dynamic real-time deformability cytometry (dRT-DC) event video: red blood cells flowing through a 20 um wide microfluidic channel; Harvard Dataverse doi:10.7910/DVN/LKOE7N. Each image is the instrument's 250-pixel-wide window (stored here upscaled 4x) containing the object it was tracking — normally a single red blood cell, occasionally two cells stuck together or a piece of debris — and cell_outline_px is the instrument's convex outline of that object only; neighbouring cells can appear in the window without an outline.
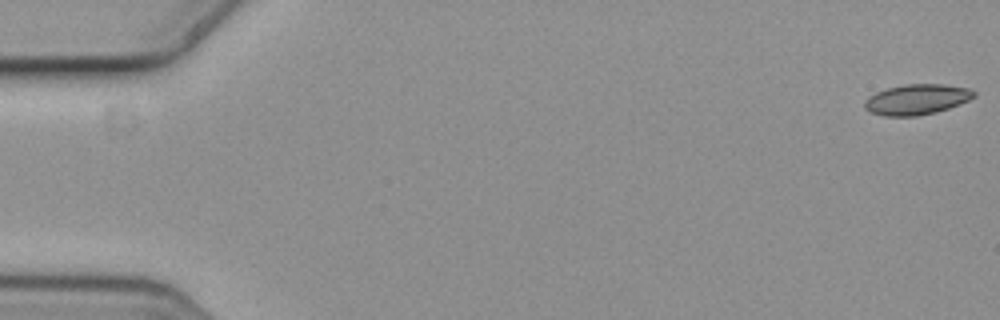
{"species": "common noctule bat (a hibernating species)", "species_latin": "Nyctalus noctula", "temperature_condition": "cold", "stored_images_in_passage": 5, "camera_frame_rate_fps": 3000, "um_per_image_px": 0.085, "animal": {"sex": "female", "body_mass_g": 19.3, "forearm_length_mm": 54.1}, "frame": {"image": 1, "passage_image": 1, "time_ms": 0.0, "image_size_px": [1000, 320], "cell_outline_px": [[976, 96], [960, 104], [936, 112], [916, 116], [884, 116], [872, 112], [864, 108], [864, 100], [868, 96], [876, 92], [888, 88], [904, 84], [944, 84], [972, 88], [976, 92]], "centroid_in_image_um": [77.94, 8.44], "position_along_channel_um": 7.1, "area_um2": 19.54}}
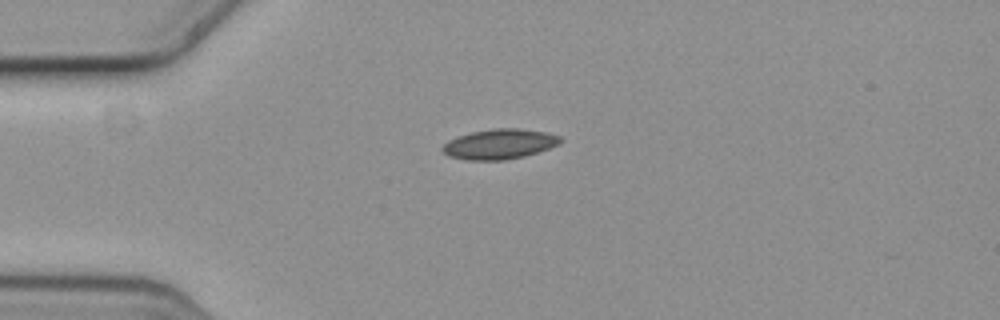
{"frame": {"image": 2, "passage_image": 5, "time_ms": 1.333, "image_size_px": [1000, 320], "cell_outline_px": [[564, 140], [560, 144], [524, 156], [504, 160], [468, 160], [448, 156], [440, 148], [448, 140], [456, 136], [472, 132], [492, 128], [520, 128], [548, 132], [560, 136]], "centroid_in_image_um": [42.46, 12.23], "position_along_channel_um": 42.5, "area_um2": 20.81}}